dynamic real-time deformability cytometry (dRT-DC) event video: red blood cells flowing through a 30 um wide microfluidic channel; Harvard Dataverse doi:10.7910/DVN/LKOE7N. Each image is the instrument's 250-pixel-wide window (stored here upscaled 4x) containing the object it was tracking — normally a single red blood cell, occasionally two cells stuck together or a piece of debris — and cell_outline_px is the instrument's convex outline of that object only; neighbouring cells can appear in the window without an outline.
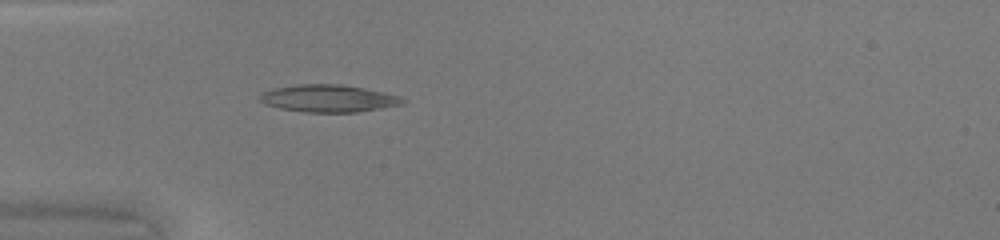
{"species": "common noctule bat (a hibernating species)", "species_latin": "Nyctalus noctula", "temperature_condition": "warm", "stored_images_in_passage": 33, "camera_frame_rate_fps": 3000, "um_per_image_px": 0.085, "animal": {"sex": "female", "body_mass_g": 20.0, "forearm_length_mm": 54.0}, "frame": {"image": 1, "passage_image": 1, "time_ms": 0.0, "image_size_px": [1000, 240], "cell_outline_px": [[408, 100], [404, 104], [356, 112], [304, 112], [280, 108], [264, 104], [260, 100], [260, 96], [264, 92], [272, 88], [300, 84], [340, 84], [364, 88], [400, 96]], "centroid_in_image_um": [27.94, 8.36], "position_along_channel_um": 57.1, "area_um2": 22.66}}
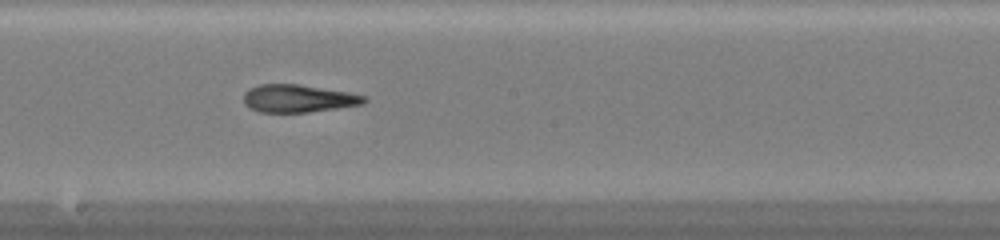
{"frame": {"image": 2, "passage_image": 13, "time_ms": 4.0, "image_size_px": [1000, 240], "cell_outline_px": [[368, 100], [364, 104], [308, 112], [260, 112], [248, 108], [244, 104], [244, 92], [248, 88], [260, 84], [300, 84], [348, 92], [364, 96]], "centroid_in_image_um": [25.31, 8.36], "position_along_channel_um": 222.9, "area_um2": 19.54}}
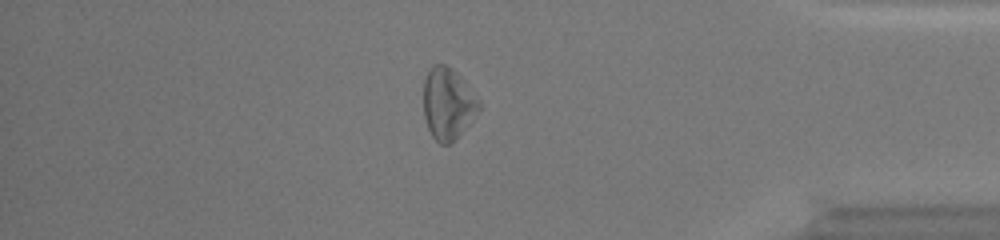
{"frame": {"image": 3, "passage_image": 27, "time_ms": 8.667, "image_size_px": [1000, 240], "cell_outline_px": [[480, 108], [456, 140], [452, 144], [440, 144], [432, 136], [428, 128], [424, 116], [424, 80], [432, 64], [444, 64], [456, 72], [460, 76], [480, 100]], "centroid_in_image_um": [38.06, 8.82], "position_along_channel_um": 397.1, "area_um2": 23.06}, "authors_computed_cell_mechanics": {"area_um2": 20.9236, "velocity_mm_per_s": 4.3401, "shape_relaxation_time_tau1_ms": null, "shape_relaxation_time_tau2_ms": 3.187, "deformation_change_tau1": null, "deformation_change_tau2": 0.1572}}